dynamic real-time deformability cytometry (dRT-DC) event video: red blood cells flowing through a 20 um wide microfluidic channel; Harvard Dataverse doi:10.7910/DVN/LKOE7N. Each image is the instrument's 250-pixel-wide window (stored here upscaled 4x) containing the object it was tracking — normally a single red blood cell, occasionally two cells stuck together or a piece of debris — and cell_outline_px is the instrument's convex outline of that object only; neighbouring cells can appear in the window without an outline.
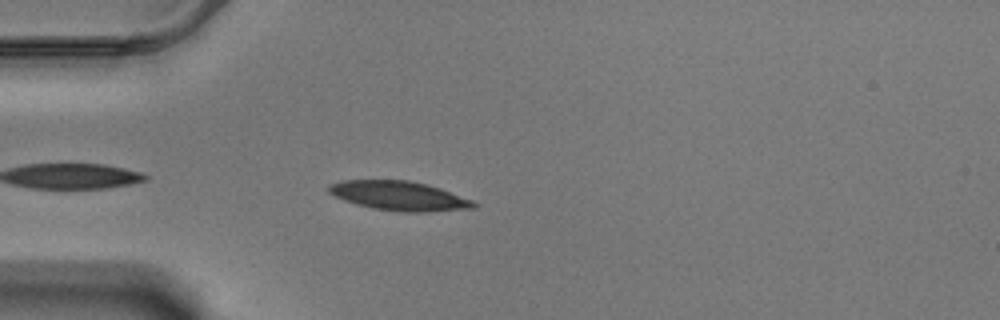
{"species": "Egyptian fruit bat (a non-hibernating species)", "species_latin": "Rousettus aegyptiacus", "temperature_condition": "warm", "stored_images_in_passage": 20, "camera_frame_rate_fps": 3000, "um_per_image_px": 0.085, "animal": {"sex": "male"}, "frame": {"image": 1, "passage_image": 3, "time_ms": 0.667, "image_size_px": [1000, 320], "cell_outline_px": [[480, 204], [476, 208], [428, 212], [400, 212], [372, 208], [356, 204], [344, 200], [328, 192], [328, 184], [340, 180], [408, 180], [428, 184], [440, 188], [472, 200]], "centroid_in_image_um": [33.95, 16.65], "position_along_channel_um": 51.1, "area_um2": 24.97}}
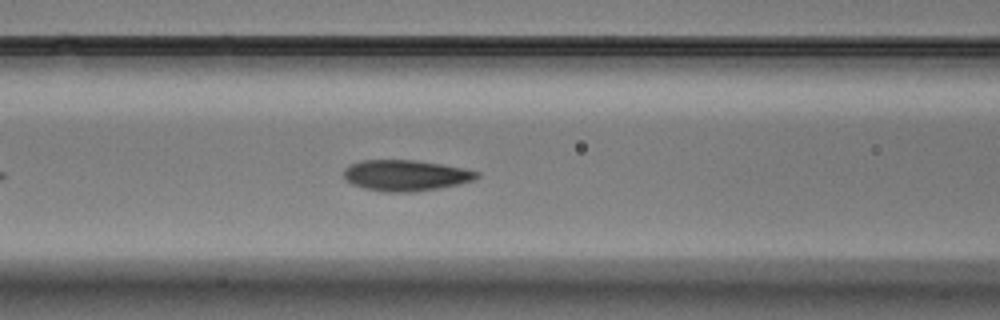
{"frame": {"image": 2, "passage_image": 11, "time_ms": 3.333, "image_size_px": [1000, 320], "cell_outline_px": [[480, 176], [472, 180], [456, 184], [436, 188], [408, 192], [384, 192], [364, 188], [352, 184], [344, 180], [344, 168], [348, 164], [360, 160], [412, 160], [440, 164], [464, 168], [480, 172]], "centroid_in_image_um": [34.41, 14.9], "position_along_channel_um": 132.2, "area_um2": 23.87}}
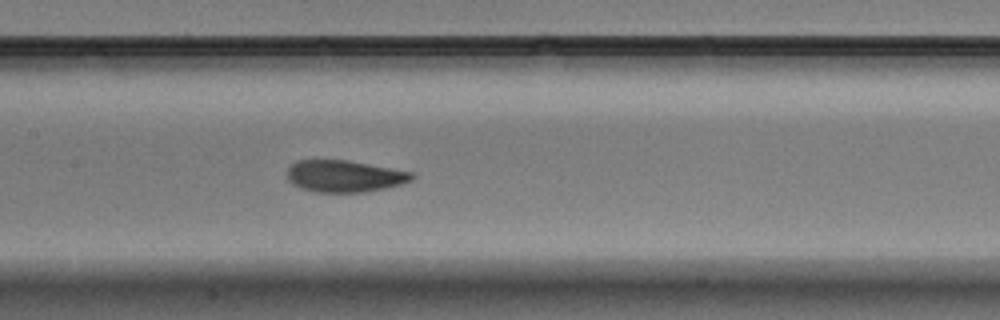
{"frame": {"image": 3, "passage_image": 15, "time_ms": 4.667, "image_size_px": [1000, 320], "cell_outline_px": [[416, 176], [412, 180], [400, 184], [384, 188], [364, 192], [316, 192], [300, 188], [292, 184], [288, 180], [288, 168], [296, 160], [348, 160], [416, 172]], "centroid_in_image_um": [29.31, 14.96], "position_along_channel_um": 178.1, "area_um2": 23.29}}